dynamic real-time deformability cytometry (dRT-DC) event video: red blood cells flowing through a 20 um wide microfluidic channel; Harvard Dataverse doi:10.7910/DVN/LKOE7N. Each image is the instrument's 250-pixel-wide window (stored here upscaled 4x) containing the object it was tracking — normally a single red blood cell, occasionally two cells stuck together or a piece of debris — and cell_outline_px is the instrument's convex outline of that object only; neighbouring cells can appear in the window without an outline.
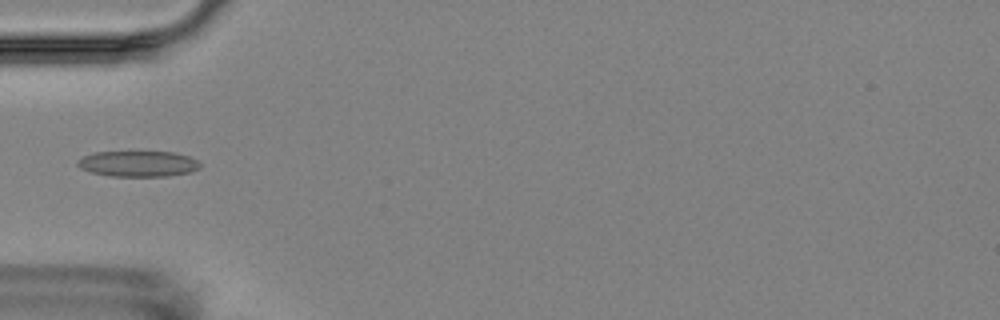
{"species": "Egyptian fruit bat (a non-hibernating species)", "species_latin": "Rousettus aegyptiacus", "temperature_condition": "room temperature", "stored_images_in_passage": 4, "camera_frame_rate_fps": 3000, "um_per_image_px": 0.085, "animal": {"sex": "female"}, "frame": {"image": 1, "passage_image": 4, "time_ms": 3.333, "image_size_px": [1000, 320], "cell_outline_px": [[200, 168], [192, 172], [168, 176], [108, 176], [92, 172], [80, 168], [76, 164], [76, 160], [92, 152], [176, 152], [188, 156], [196, 160], [200, 164]], "centroid_in_image_um": [11.73, 13.92], "position_along_channel_um": 73.3, "area_um2": 18.5}}